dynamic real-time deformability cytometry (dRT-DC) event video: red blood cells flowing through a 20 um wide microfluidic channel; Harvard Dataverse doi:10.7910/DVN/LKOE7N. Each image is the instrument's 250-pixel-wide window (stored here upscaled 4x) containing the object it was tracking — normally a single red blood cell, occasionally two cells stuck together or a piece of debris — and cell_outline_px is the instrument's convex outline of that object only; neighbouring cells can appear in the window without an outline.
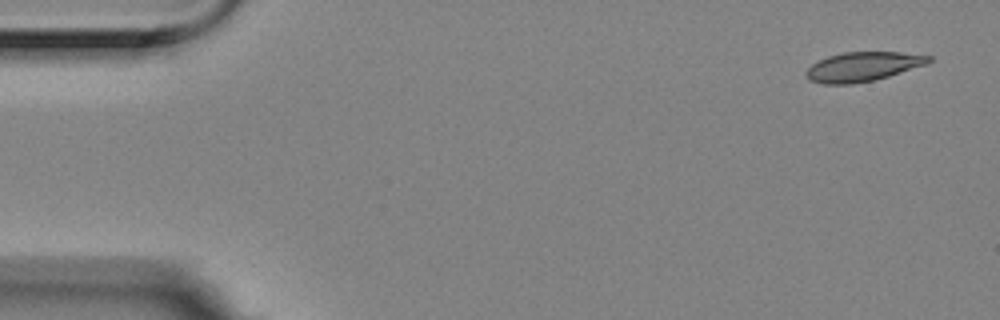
{"species": "Egyptian fruit bat (a non-hibernating species)", "species_latin": "Rousettus aegyptiacus", "temperature_condition": "room temperature", "stored_images_in_passage": 5, "camera_frame_rate_fps": 3000, "um_per_image_px": 0.085, "animal": {"sex": "female"}, "frame": {"image": 1, "passage_image": 1, "time_ms": 0.0, "image_size_px": [1000, 320], "cell_outline_px": [[932, 60], [928, 64], [888, 76], [872, 80], [852, 84], [824, 84], [808, 80], [804, 76], [804, 72], [812, 64], [828, 56], [844, 52], [900, 52], [932, 56]], "centroid_in_image_um": [73.32, 5.66], "position_along_channel_um": 11.7, "area_um2": 20.98}}
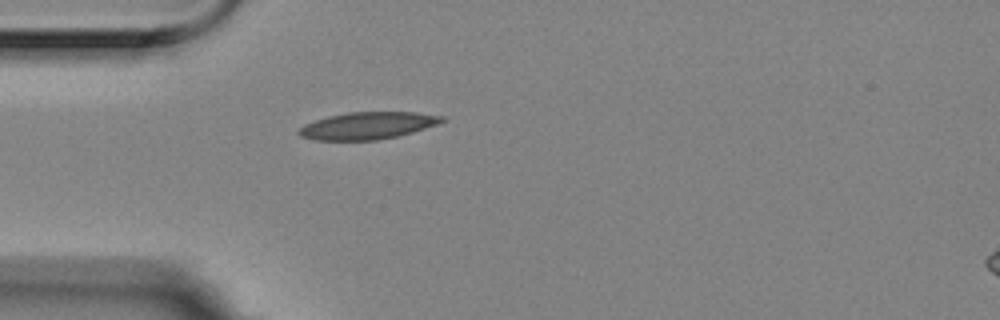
{"frame": {"image": 2, "passage_image": 5, "time_ms": 1.333, "image_size_px": [1000, 320], "cell_outline_px": [[448, 120], [412, 132], [396, 136], [376, 140], [312, 140], [300, 136], [296, 132], [304, 124], [328, 116], [348, 112], [416, 112], [444, 116]], "centroid_in_image_um": [31.23, 10.67], "position_along_channel_um": 53.8, "area_um2": 22.6}}